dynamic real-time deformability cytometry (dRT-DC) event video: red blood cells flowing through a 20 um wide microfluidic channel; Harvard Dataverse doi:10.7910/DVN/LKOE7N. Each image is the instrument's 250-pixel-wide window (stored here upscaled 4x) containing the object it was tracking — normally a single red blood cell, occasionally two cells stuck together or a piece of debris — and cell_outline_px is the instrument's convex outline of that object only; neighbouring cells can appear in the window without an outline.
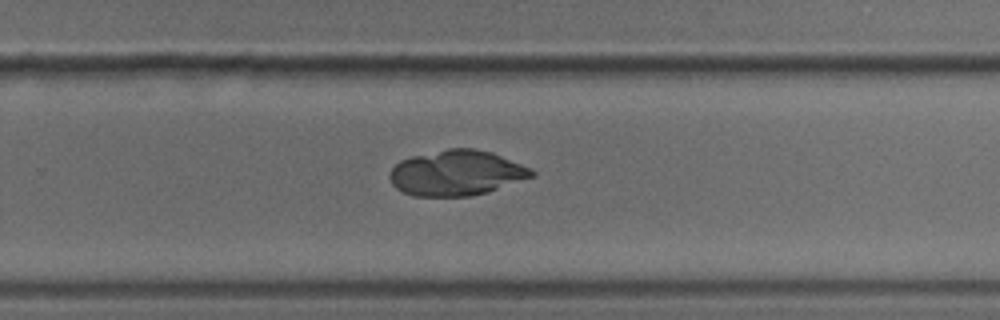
{"species": "common noctule bat (a hibernating species)", "species_latin": "Nyctalus noctula", "temperature_condition": "cold", "stored_images_in_passage": 41, "camera_frame_rate_fps": 3000, "um_per_image_px": 0.085, "animal": {"sex": "male", "body_mass_g": 18.8}, "frame": {"image": 1, "passage_image": 23, "time_ms": 7.333, "image_size_px": [1000, 320], "cell_outline_px": [[536, 176], [488, 192], [472, 196], [412, 196], [396, 188], [392, 184], [388, 176], [392, 168], [400, 160], [412, 156], [448, 148], [472, 148], [492, 152], [532, 168], [536, 172]], "centroid_in_image_um": [38.83, 14.7], "position_along_channel_um": 291.0, "area_um2": 37.8}}
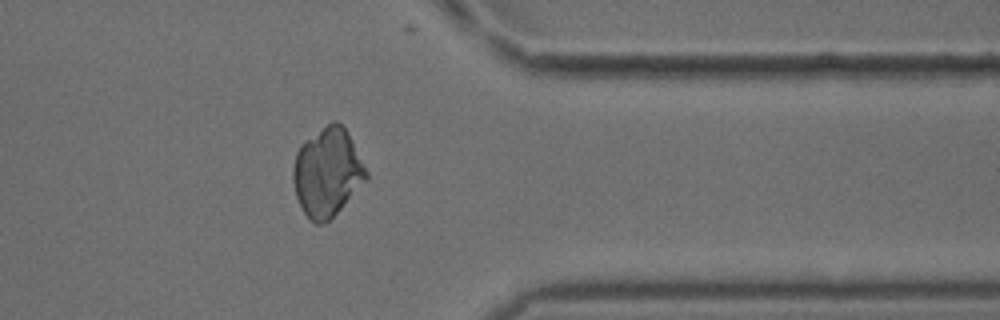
{"frame": {"image": 2, "passage_image": 31, "time_ms": 10.0, "image_size_px": [1000, 320], "cell_outline_px": [[368, 180], [324, 224], [316, 224], [304, 212], [296, 196], [292, 180], [292, 168], [296, 152], [300, 144], [304, 140], [332, 120], [336, 120], [344, 128], [352, 140], [368, 172]], "centroid_in_image_um": [27.81, 14.62], "position_along_channel_um": 383.6, "area_um2": 37.57}}
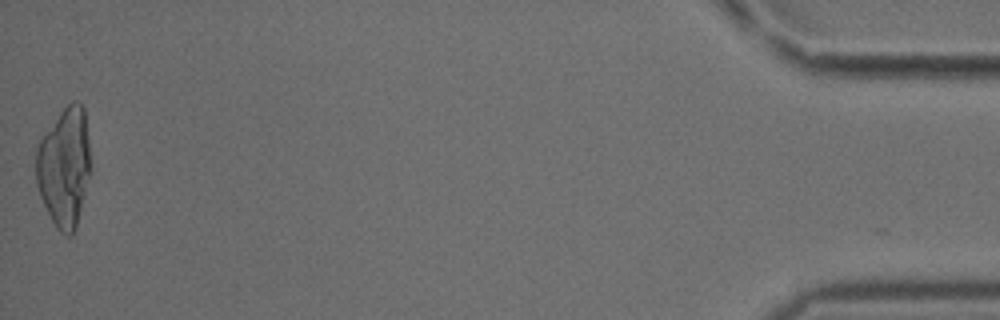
{"frame": {"image": 3, "passage_image": 41, "time_ms": 13.333, "image_size_px": [1000, 320], "cell_outline_px": [[88, 176], [76, 228], [72, 236], [68, 236], [60, 232], [56, 228], [40, 196], [36, 184], [36, 148], [40, 140], [60, 112], [72, 100], [76, 100], [84, 108], [88, 140]], "centroid_in_image_um": [5.43, 14.21], "position_along_channel_um": 429.8, "area_um2": 37.17}}